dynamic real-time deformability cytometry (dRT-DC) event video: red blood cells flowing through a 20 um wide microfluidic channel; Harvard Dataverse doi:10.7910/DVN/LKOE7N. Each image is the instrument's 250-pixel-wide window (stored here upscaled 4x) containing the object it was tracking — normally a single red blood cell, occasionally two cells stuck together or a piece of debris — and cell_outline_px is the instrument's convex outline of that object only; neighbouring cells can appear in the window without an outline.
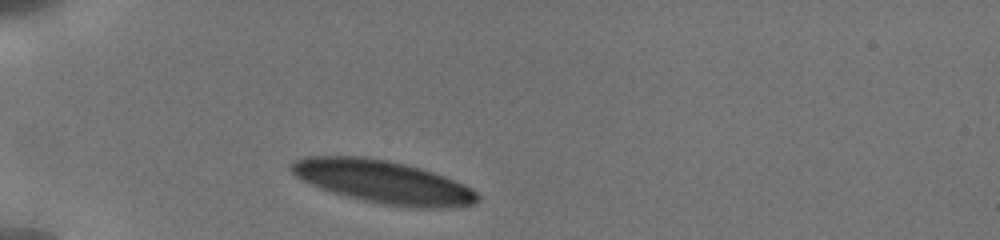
{"species": "human", "species_latin": "Homo sapiens", "temperature_condition": "cold", "stored_images_in_passage": 5, "camera_frame_rate_fps": 3000, "um_per_image_px": 0.085, "donor": {"sex": "male"}, "frame": {"image": 1, "passage_image": 1, "time_ms": 0.0, "image_size_px": [1000, 240], "cell_outline_px": [[480, 200], [476, 204], [456, 208], [420, 208], [384, 204], [344, 196], [320, 188], [296, 176], [288, 168], [292, 160], [304, 156], [360, 156], [388, 160], [420, 168], [444, 176], [464, 184], [472, 188], [480, 196]], "centroid_in_image_um": [32.59, 15.46], "position_along_channel_um": 52.4, "area_um2": 46.76}}
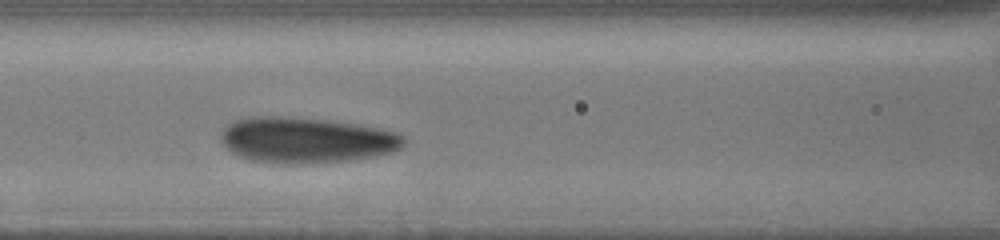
{"frame": {"image": 2, "passage_image": 4, "time_ms": 3.0, "image_size_px": [1000, 240], "cell_outline_px": [[404, 144], [400, 148], [392, 152], [348, 160], [296, 164], [284, 164], [252, 160], [240, 156], [232, 152], [220, 140], [220, 132], [228, 124], [236, 120], [252, 116], [288, 116], [332, 120], [356, 124], [396, 132], [404, 136]], "centroid_in_image_um": [25.99, 11.89], "position_along_channel_um": 140.6, "area_um2": 48.61}}
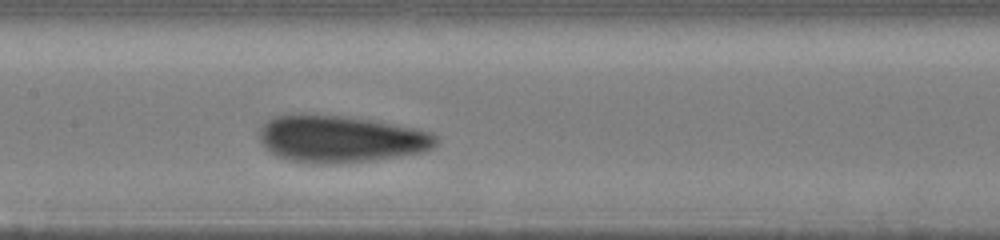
{"frame": {"image": 3, "passage_image": 5, "time_ms": 4.0, "image_size_px": [1000, 240], "cell_outline_px": [[436, 144], [432, 148], [424, 152], [400, 156], [372, 160], [336, 164], [320, 164], [288, 160], [276, 156], [260, 140], [260, 124], [272, 116], [292, 112], [300, 112], [348, 116], [372, 120], [432, 132], [436, 136]], "centroid_in_image_um": [28.88, 11.78], "position_along_channel_um": 178.5, "area_um2": 49.07}}